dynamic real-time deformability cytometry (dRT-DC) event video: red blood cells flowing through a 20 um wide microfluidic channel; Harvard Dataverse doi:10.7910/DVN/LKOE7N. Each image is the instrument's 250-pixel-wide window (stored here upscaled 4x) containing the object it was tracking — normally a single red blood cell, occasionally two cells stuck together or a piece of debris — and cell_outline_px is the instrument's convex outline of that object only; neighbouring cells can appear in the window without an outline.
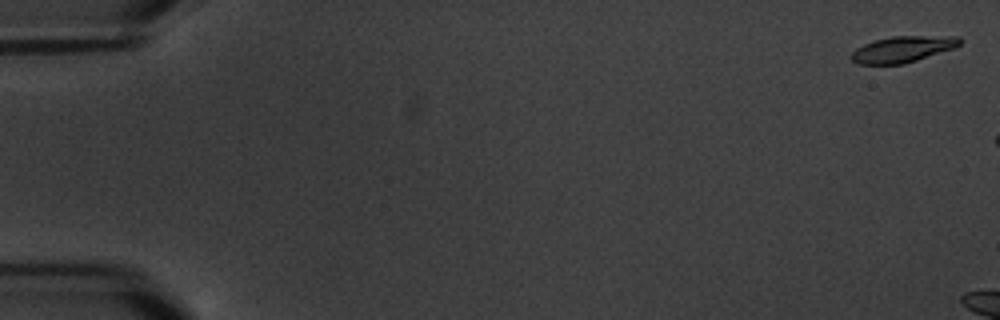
{"species": "common noctule bat (a hibernating species)", "species_latin": "Nyctalus noctula", "temperature_condition": "warm", "stored_images_in_passage": 3, "camera_frame_rate_fps": 3000, "um_per_image_px": 0.085, "animal": {"sex": "male", "body_mass_g": 20.1, "forearm_length_mm": 53.5}, "frame": {"image": 1, "passage_image": 1, "time_ms": 0.0, "image_size_px": [1000, 320], "cell_outline_px": [[964, 40], [956, 48], [904, 64], [860, 64], [852, 60], [848, 56], [856, 48], [864, 44], [876, 40], [892, 36], [960, 36]], "centroid_in_image_um": [76.77, 4.18], "position_along_channel_um": 8.2, "area_um2": 16.7}}